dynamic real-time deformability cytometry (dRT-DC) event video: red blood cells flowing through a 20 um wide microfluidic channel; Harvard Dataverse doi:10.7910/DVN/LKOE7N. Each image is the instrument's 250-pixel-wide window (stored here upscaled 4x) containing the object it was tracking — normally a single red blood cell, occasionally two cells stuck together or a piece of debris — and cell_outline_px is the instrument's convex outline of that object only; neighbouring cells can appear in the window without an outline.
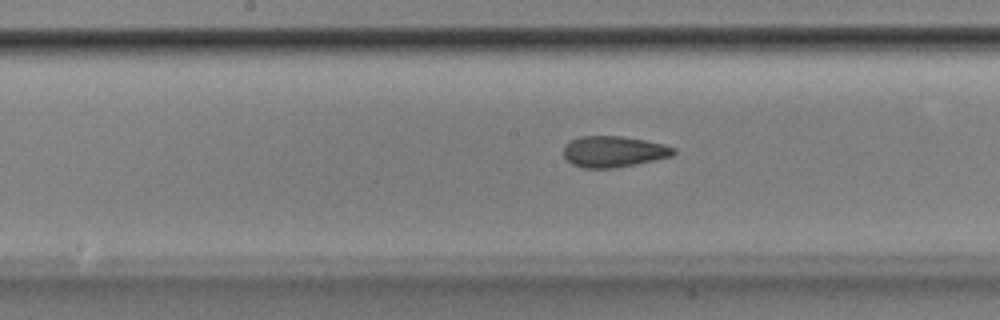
{"species": "Egyptian fruit bat (a non-hibernating species)", "species_latin": "Rousettus aegyptiacus", "temperature_condition": "room temperature", "stored_images_in_passage": 25, "camera_frame_rate_fps": 3000, "um_per_image_px": 0.085, "animal": {"sex": "male"}, "frame": {"image": 1, "passage_image": 10, "time_ms": 3.0, "image_size_px": [1000, 320], "cell_outline_px": [[676, 152], [672, 156], [656, 160], [616, 168], [584, 168], [572, 164], [564, 156], [564, 144], [580, 136], [620, 136], [644, 140], [664, 144], [676, 148]], "centroid_in_image_um": [52.17, 12.89], "position_along_channel_um": 196.0, "area_um2": 20.0}}
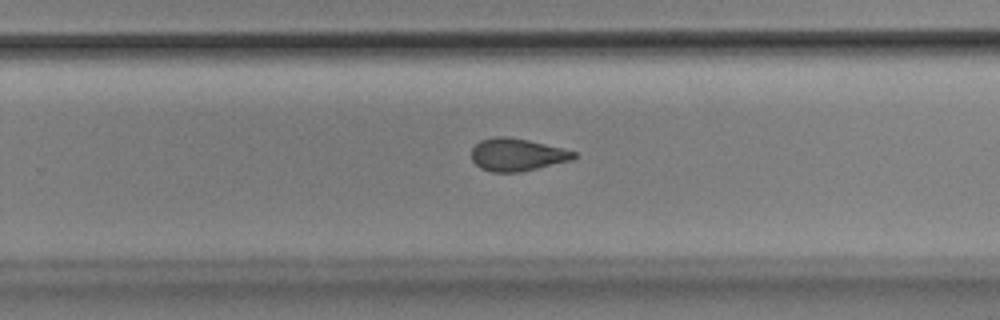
{"frame": {"image": 2, "passage_image": 17, "time_ms": 5.333, "image_size_px": [1000, 320], "cell_outline_px": [[576, 156], [572, 160], [520, 172], [492, 172], [480, 168], [472, 160], [472, 148], [480, 140], [496, 136], [508, 136], [528, 140], [564, 148], [576, 152]], "centroid_in_image_um": [43.95, 13.14], "position_along_channel_um": 285.9, "area_um2": 19.48}}
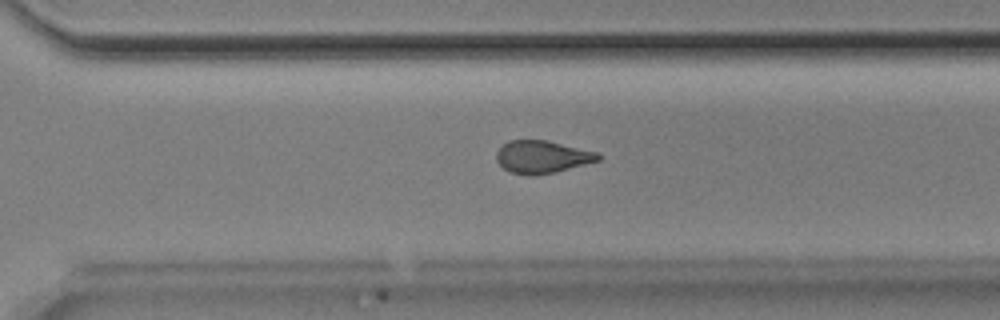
{"frame": {"image": 3, "passage_image": 20, "time_ms": 6.333, "image_size_px": [1000, 320], "cell_outline_px": [[600, 160], [556, 172], [528, 176], [508, 172], [496, 160], [496, 152], [508, 140], [548, 140], [600, 152]], "centroid_in_image_um": [46.1, 13.33], "position_along_channel_um": 324.5, "area_um2": 19.54}}